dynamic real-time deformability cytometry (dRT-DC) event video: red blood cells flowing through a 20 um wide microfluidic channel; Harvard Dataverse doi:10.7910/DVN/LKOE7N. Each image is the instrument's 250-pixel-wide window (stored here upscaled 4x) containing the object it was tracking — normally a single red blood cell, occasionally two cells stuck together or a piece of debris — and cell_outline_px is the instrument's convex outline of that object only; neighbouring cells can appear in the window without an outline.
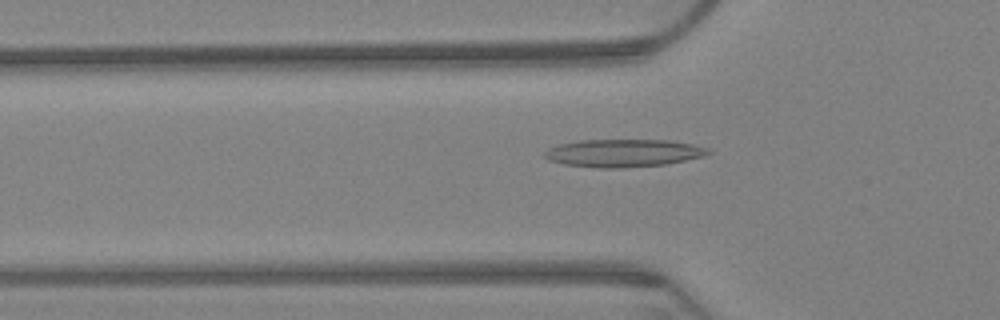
{"species": "Egyptian fruit bat (a non-hibernating species)", "species_latin": "Rousettus aegyptiacus", "temperature_condition": "warm", "stored_images_in_passage": 64, "camera_frame_rate_fps": 3000, "um_per_image_px": 0.085, "animal": {"sex": "female"}, "frame": {"image": 1, "passage_image": 21, "time_ms": 6.667, "image_size_px": [1000, 320], "cell_outline_px": [[712, 152], [704, 156], [668, 164], [624, 168], [596, 168], [564, 164], [548, 160], [544, 156], [544, 152], [548, 148], [560, 144], [580, 140], [668, 140], [692, 144], [712, 148]], "centroid_in_image_um": [53.02, 13.01], "position_along_channel_um": 72.8, "area_um2": 26.7}}
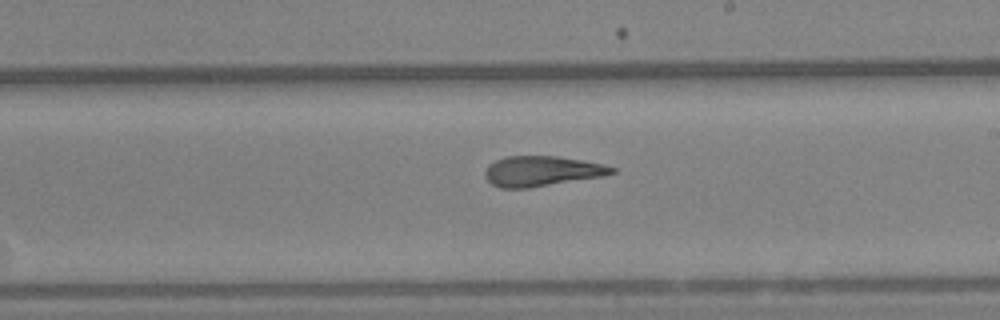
{"frame": {"image": 2, "passage_image": 37, "time_ms": 12.0, "image_size_px": [1000, 320], "cell_outline_px": [[616, 172], [604, 176], [528, 188], [500, 188], [492, 184], [484, 176], [484, 172], [488, 164], [504, 156], [556, 156], [604, 164], [616, 168]], "centroid_in_image_um": [46.03, 14.54], "position_along_channel_um": 243.0, "area_um2": 22.37}}
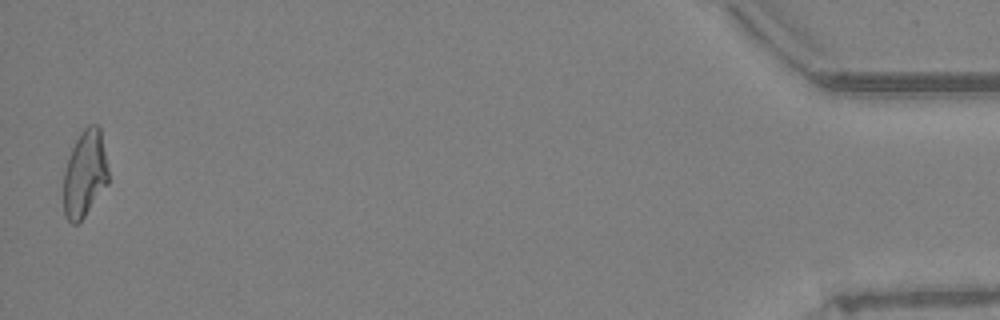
{"frame": {"image": 3, "passage_image": 63, "time_ms": 20.667, "image_size_px": [1000, 320], "cell_outline_px": [[108, 184], [84, 216], [76, 224], [72, 224], [64, 216], [64, 172], [72, 148], [80, 132], [88, 124], [96, 124], [100, 128], [108, 168]], "centroid_in_image_um": [7.21, 14.77], "position_along_channel_um": 428.0, "area_um2": 22.48}, "authors_computed_cell_mechanics": {"area_um2": 23.2067, "velocity_mm_per_s": 3.1968, "shape_relaxation_time_tau1_ms": null, "shape_relaxation_time_tau2_ms": 3.7404, "deformation_change_tau1": null, "deformation_change_tau2": 0.1296}}